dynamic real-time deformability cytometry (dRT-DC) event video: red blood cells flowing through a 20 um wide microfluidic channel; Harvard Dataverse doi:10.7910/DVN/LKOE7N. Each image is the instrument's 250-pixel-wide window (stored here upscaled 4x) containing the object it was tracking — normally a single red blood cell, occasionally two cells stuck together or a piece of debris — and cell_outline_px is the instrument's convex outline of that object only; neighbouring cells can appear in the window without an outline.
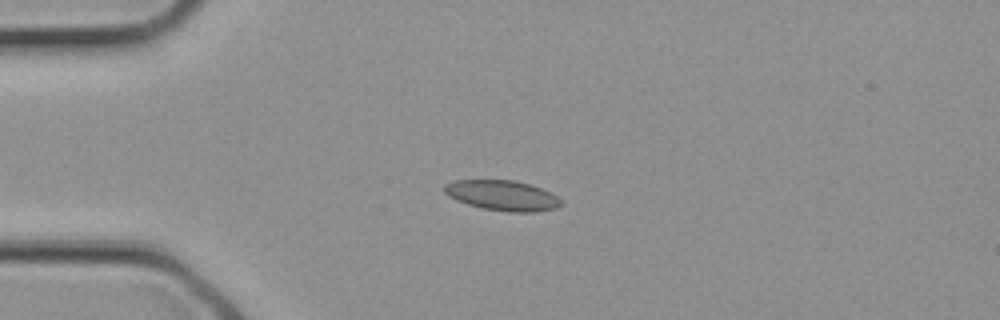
{"species": "common noctule bat (a hibernating species)", "species_latin": "Nyctalus noctula", "temperature_condition": "cold", "stored_images_in_passage": 1, "camera_frame_rate_fps": 3000, "um_per_image_px": 0.085, "animal": {"sex": "female", "body_mass_g": 21.9}, "frame": {"image": 1, "passage_image": 1, "time_ms": 0.0, "image_size_px": [1000, 320], "cell_outline_px": [[564, 204], [556, 208], [536, 212], [508, 212], [484, 208], [468, 204], [456, 200], [448, 196], [444, 192], [444, 184], [452, 180], [516, 180], [540, 188], [556, 196]], "centroid_in_image_um": [42.68, 16.61], "position_along_channel_um": 42.3, "area_um2": 20.52}}